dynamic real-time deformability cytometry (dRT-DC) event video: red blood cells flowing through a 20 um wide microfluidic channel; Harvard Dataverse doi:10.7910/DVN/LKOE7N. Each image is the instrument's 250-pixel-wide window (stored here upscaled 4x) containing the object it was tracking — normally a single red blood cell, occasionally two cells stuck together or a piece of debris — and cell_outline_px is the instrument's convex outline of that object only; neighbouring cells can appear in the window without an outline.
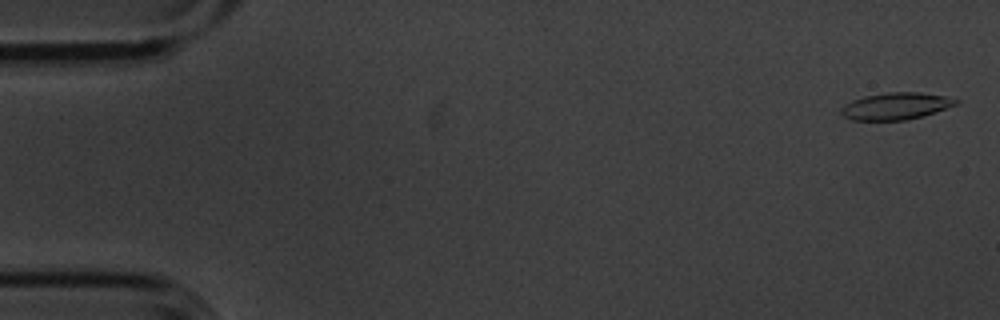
{"species": "common noctule bat (a hibernating species)", "species_latin": "Nyctalus noctula", "temperature_condition": "cold", "stored_images_in_passage": 5, "segment_of_instrument_passage": [1, 2], "camera_frame_rate_fps": 3000, "um_per_image_px": 0.085, "animal": {"sex": "male", "body_mass_g": 20.1, "forearm_length_mm": 53.5}, "frame": {"image": 1, "passage_image": 1, "time_ms": 0.0, "image_size_px": [1000, 320], "cell_outline_px": [[960, 100], [956, 104], [924, 116], [904, 120], [852, 120], [844, 116], [840, 112], [840, 108], [844, 104], [852, 100], [864, 96], [888, 92], [920, 92], [944, 96]], "centroid_in_image_um": [76.11, 9.01], "position_along_channel_um": 8.9, "area_um2": 17.98}}
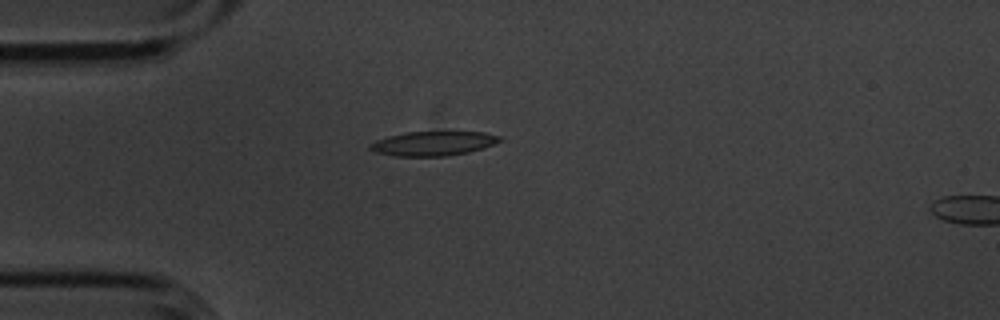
{"frame": {"image": 2, "passage_image": 4, "time_ms": 1.0, "image_size_px": [1000, 320], "cell_outline_px": [[504, 140], [468, 152], [448, 156], [392, 156], [376, 152], [368, 148], [368, 144], [376, 140], [388, 136], [408, 132], [484, 132], [500, 136]], "centroid_in_image_um": [36.79, 12.2], "position_along_channel_um": 48.2, "area_um2": 18.32}}